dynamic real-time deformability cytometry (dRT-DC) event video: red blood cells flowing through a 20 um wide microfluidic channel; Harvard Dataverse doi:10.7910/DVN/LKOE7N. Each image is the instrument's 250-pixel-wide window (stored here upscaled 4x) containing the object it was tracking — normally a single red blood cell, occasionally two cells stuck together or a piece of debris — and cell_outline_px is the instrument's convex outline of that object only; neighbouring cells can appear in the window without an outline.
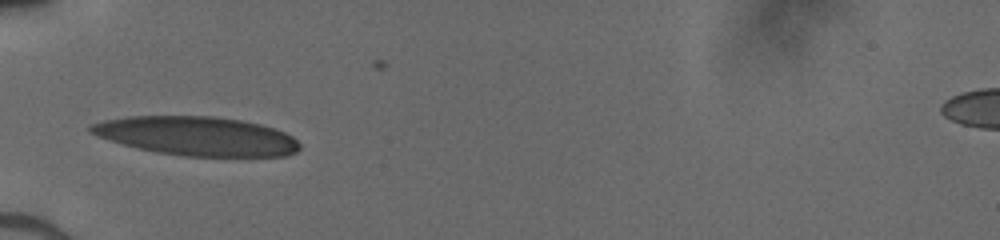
{"species": "human", "species_latin": "Homo sapiens", "temperature_condition": "cold", "stored_images_in_passage": 33, "camera_frame_rate_fps": 3000, "um_per_image_px": 0.085, "donor": {"sex": "male"}, "frame": {"image": 1, "passage_image": 1, "time_ms": 0.0, "image_size_px": [1000, 240], "cell_outline_px": [[300, 148], [296, 152], [288, 156], [184, 156], [156, 152], [136, 148], [96, 136], [88, 132], [88, 124], [104, 120], [128, 116], [216, 116], [240, 120], [260, 124], [284, 132], [292, 136], [300, 144]], "centroid_in_image_um": [16.69, 11.56], "position_along_channel_um": 68.3, "area_um2": 47.63}}
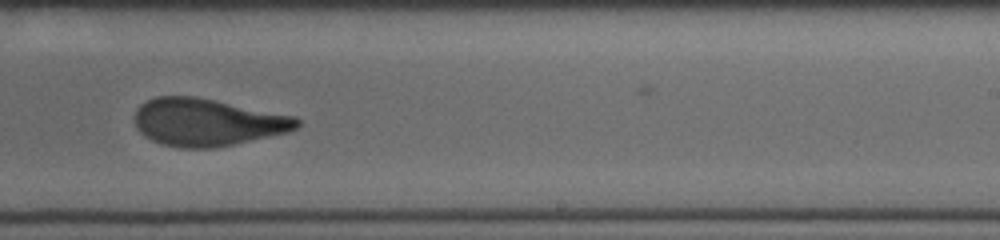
{"frame": {"image": 2, "passage_image": 16, "time_ms": 5.0, "image_size_px": [1000, 240], "cell_outline_px": [[300, 124], [296, 128], [288, 132], [216, 148], [180, 148], [160, 144], [144, 136], [136, 128], [136, 108], [140, 104], [156, 96], [196, 96], [296, 116], [300, 120]], "centroid_in_image_um": [17.61, 10.39], "position_along_channel_um": 271.4, "area_um2": 45.03}}
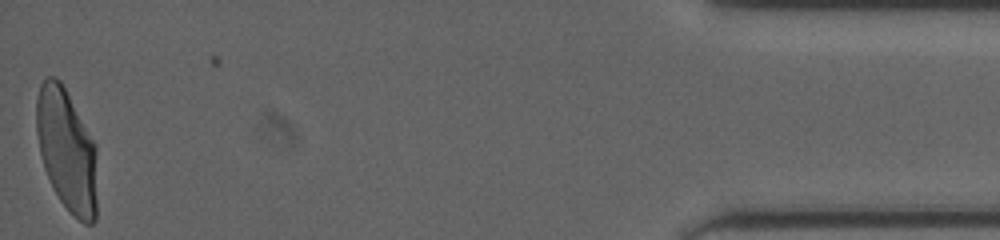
{"frame": {"image": 3, "passage_image": 33, "time_ms": 10.667, "image_size_px": [1000, 240], "cell_outline_px": [[96, 220], [92, 224], [84, 224], [60, 200], [44, 168], [40, 152], [36, 132], [36, 100], [40, 84], [48, 76], [56, 76], [60, 80], [96, 144]], "centroid_in_image_um": [5.67, 12.73], "position_along_channel_um": 429.5, "area_um2": 43.06}}